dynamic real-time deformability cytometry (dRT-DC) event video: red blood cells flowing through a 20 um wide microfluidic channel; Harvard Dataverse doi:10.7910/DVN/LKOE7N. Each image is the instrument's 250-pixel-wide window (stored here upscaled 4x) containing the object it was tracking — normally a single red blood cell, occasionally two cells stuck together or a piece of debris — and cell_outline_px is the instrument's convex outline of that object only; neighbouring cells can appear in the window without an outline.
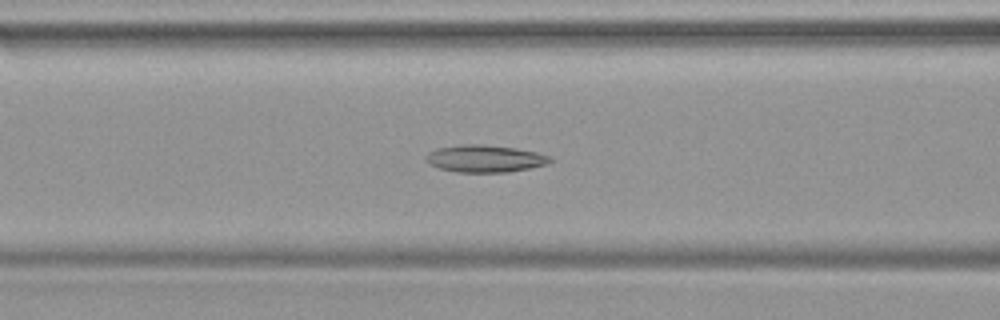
{"species": "common noctule bat (a hibernating species)", "species_latin": "Nyctalus noctula", "temperature_condition": "warm", "stored_images_in_passage": 48, "camera_frame_rate_fps": 3000, "um_per_image_px": 0.085, "animal": {"sex": "female", "body_mass_g": 19.9}, "frame": {"image": 1, "passage_image": 20, "time_ms": 6.333, "image_size_px": [1000, 320], "cell_outline_px": [[552, 160], [548, 164], [508, 172], [456, 172], [440, 168], [432, 164], [424, 156], [428, 152], [436, 148], [464, 144], [480, 144], [512, 148], [536, 152], [552, 156]], "centroid_in_image_um": [41.23, 13.48], "position_along_channel_um": 125.4, "area_um2": 19.48}}
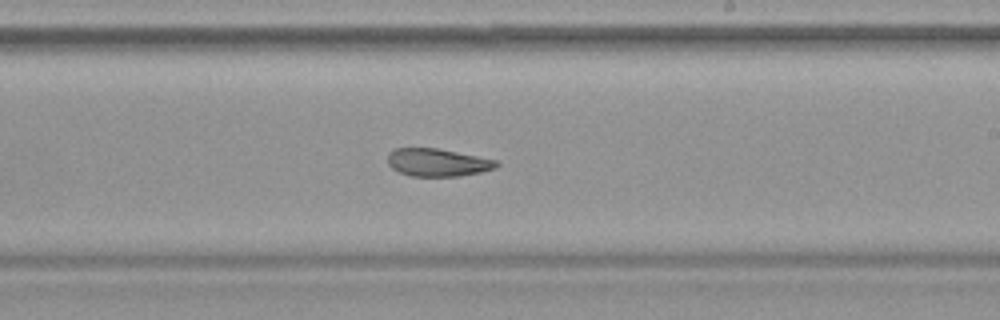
{"frame": {"image": 2, "passage_image": 29, "time_ms": 9.333, "image_size_px": [1000, 320], "cell_outline_px": [[500, 164], [496, 168], [480, 172], [460, 176], [412, 176], [400, 172], [392, 168], [388, 164], [388, 152], [396, 148], [436, 148], [496, 160]], "centroid_in_image_um": [37.18, 13.81], "position_along_channel_um": 251.8, "area_um2": 17.46}}
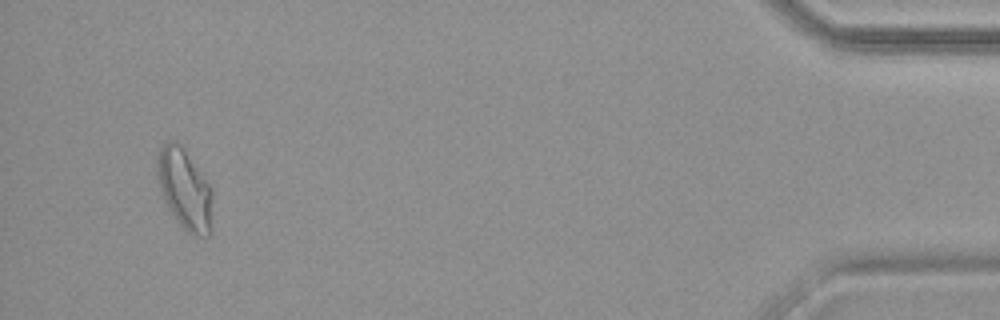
{"frame": {"image": 3, "passage_image": 46, "time_ms": 15.0, "image_size_px": [1000, 320], "cell_outline_px": [[212, 200], [208, 236], [200, 236], [188, 232], [176, 220], [168, 208], [164, 200], [156, 180], [156, 156], [160, 148], [168, 140], [176, 140], [180, 144], [208, 184], [212, 196]], "centroid_in_image_um": [15.62, 16.04], "position_along_channel_um": 419.6, "area_um2": 25.49}}